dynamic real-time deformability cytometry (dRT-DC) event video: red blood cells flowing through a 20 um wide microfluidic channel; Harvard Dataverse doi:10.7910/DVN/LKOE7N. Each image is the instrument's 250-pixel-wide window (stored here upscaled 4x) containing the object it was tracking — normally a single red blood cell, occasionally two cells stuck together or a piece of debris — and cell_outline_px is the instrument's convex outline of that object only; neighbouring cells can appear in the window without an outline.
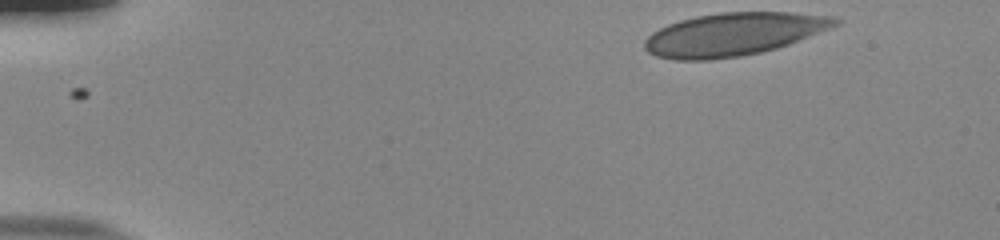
{"species": "human", "species_latin": "Homo sapiens", "temperature_condition": "room temperature", "stored_images_in_passage": 41, "camera_frame_rate_fps": 3000, "um_per_image_px": 0.085, "donor": {"sex": "male"}, "frame": {"image": 1, "passage_image": 1, "time_ms": 0.0, "image_size_px": [1000, 240], "cell_outline_px": [[840, 24], [788, 44], [776, 48], [760, 52], [740, 56], [708, 60], [676, 60], [656, 56], [648, 52], [644, 48], [644, 40], [652, 32], [668, 24], [680, 20], [696, 16], [720, 12], [788, 12], [832, 16], [840, 20]], "centroid_in_image_um": [62.31, 2.91], "position_along_channel_um": 22.7, "area_um2": 47.45}}
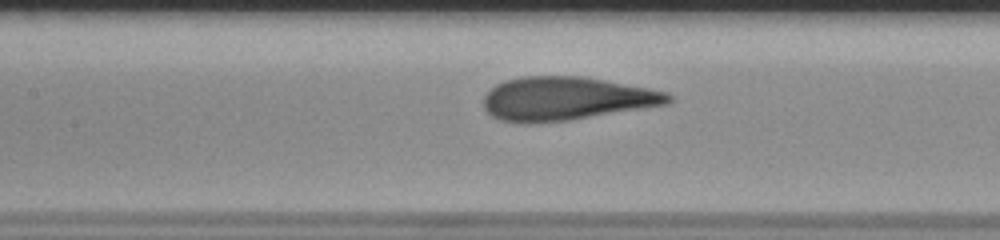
{"frame": {"image": 2, "passage_image": 20, "time_ms": 6.333, "image_size_px": [1000, 240], "cell_outline_px": [[672, 100], [664, 104], [568, 120], [524, 124], [500, 120], [492, 116], [484, 108], [484, 96], [496, 84], [508, 80], [524, 76], [580, 76], [604, 80], [664, 92], [672, 96]], "centroid_in_image_um": [48.03, 8.39], "position_along_channel_um": 159.4, "area_um2": 45.89}}
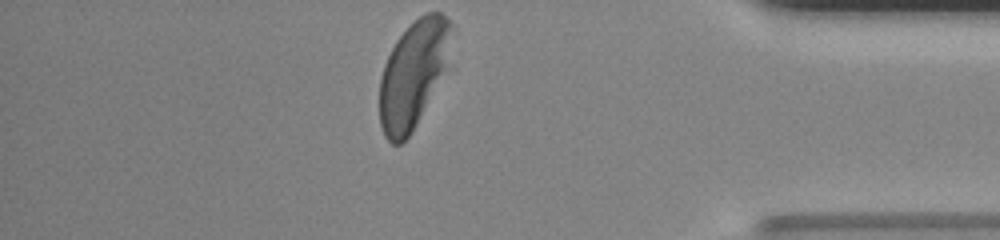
{"frame": {"image": 3, "passage_image": 41, "time_ms": 13.333, "image_size_px": [1000, 240], "cell_outline_px": [[452, 24], [440, 72], [416, 124], [412, 132], [400, 144], [392, 144], [384, 136], [380, 124], [380, 80], [384, 64], [396, 40], [420, 16], [428, 12], [440, 12]], "centroid_in_image_um": [35.0, 6.34], "position_along_channel_um": 400.2, "area_um2": 42.14}, "authors_computed_cell_mechanics": {"area_um2": 47.0492, "velocity_mm_per_s": 3.8329, "shape_relaxation_time_tau1_ms": 3.7242, "shape_relaxation_time_tau2_ms": null, "deformation_change_tau1": 0.1771, "deformation_change_tau2": null}}